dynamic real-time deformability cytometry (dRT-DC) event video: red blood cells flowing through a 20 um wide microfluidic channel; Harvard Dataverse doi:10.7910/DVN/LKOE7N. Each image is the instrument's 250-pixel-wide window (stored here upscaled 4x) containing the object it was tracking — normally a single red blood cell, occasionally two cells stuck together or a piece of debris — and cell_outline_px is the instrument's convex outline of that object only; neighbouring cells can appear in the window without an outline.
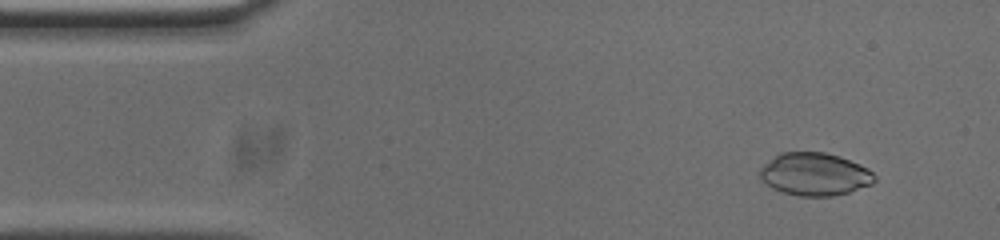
{"species": "common noctule bat (a hibernating species)", "species_latin": "Nyctalus noctula", "temperature_condition": "cold", "stored_images_in_passage": 52, "camera_frame_rate_fps": 3000, "um_per_image_px": 0.085, "animal": {"sex": "male", "body_mass_g": 20.0, "forearm_length_mm": 53.3}, "frame": {"image": 1, "passage_image": 4, "time_ms": 1.0, "image_size_px": [1000, 240], "cell_outline_px": [[876, 180], [872, 184], [848, 192], [832, 196], [800, 196], [784, 192], [772, 188], [760, 176], [760, 168], [764, 164], [780, 152], [824, 152], [840, 156], [860, 164], [868, 168], [876, 176]], "centroid_in_image_um": [69.28, 14.8], "position_along_channel_um": 15.7, "area_um2": 28.44}}
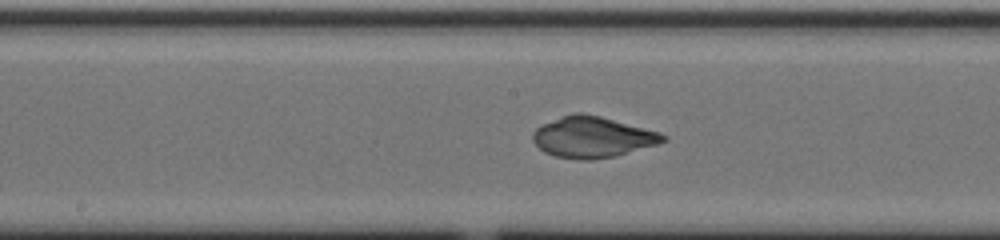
{"frame": {"image": 2, "passage_image": 25, "time_ms": 8.0, "image_size_px": [1000, 240], "cell_outline_px": [[668, 140], [660, 144], [616, 156], [592, 160], [580, 160], [556, 156], [544, 152], [532, 140], [532, 132], [540, 124], [572, 112], [584, 112], [600, 116], [660, 132], [668, 136]], "centroid_in_image_um": [50.37, 11.65], "position_along_channel_um": 197.8, "area_um2": 31.5}}
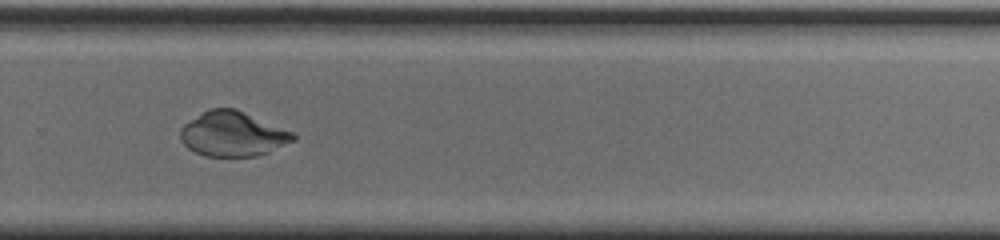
{"frame": {"image": 3, "passage_image": 34, "time_ms": 11.0, "image_size_px": [1000, 240], "cell_outline_px": [[296, 140], [268, 152], [256, 156], [204, 156], [188, 148], [180, 140], [180, 128], [184, 124], [208, 108], [236, 108], [292, 132], [296, 136]], "centroid_in_image_um": [19.76, 11.38], "position_along_channel_um": 310.0, "area_um2": 29.36}}